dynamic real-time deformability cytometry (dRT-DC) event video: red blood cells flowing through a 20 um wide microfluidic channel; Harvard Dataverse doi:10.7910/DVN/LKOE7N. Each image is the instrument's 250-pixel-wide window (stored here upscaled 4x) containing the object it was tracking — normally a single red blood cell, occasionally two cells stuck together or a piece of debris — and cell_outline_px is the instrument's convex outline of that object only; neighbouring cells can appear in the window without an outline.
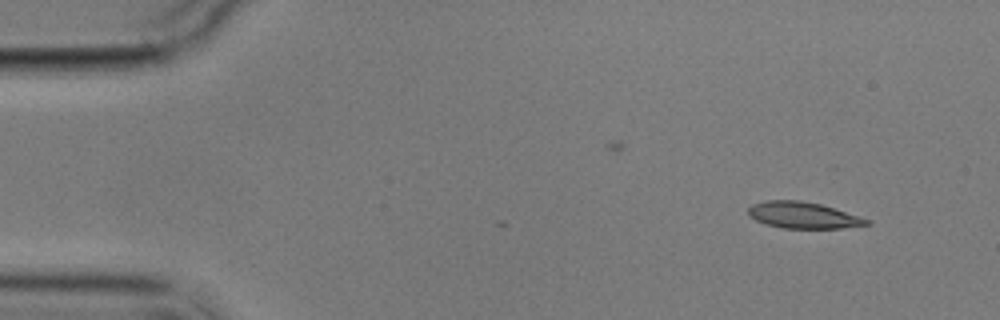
{"species": "common noctule bat (a hibernating species)", "species_latin": "Nyctalus noctula", "temperature_condition": "cold", "stored_images_in_passage": 4, "camera_frame_rate_fps": 3000, "um_per_image_px": 0.085, "animal": {"sex": "male", "body_mass_g": 17.9}, "frame": {"image": 1, "passage_image": 1, "time_ms": 0.0, "image_size_px": [1000, 320], "cell_outline_px": [[872, 224], [840, 228], [780, 228], [764, 224], [748, 216], [748, 208], [752, 204], [764, 200], [800, 200], [820, 204], [860, 216], [872, 220]], "centroid_in_image_um": [68.25, 18.29], "position_along_channel_um": 16.8, "area_um2": 18.38}}
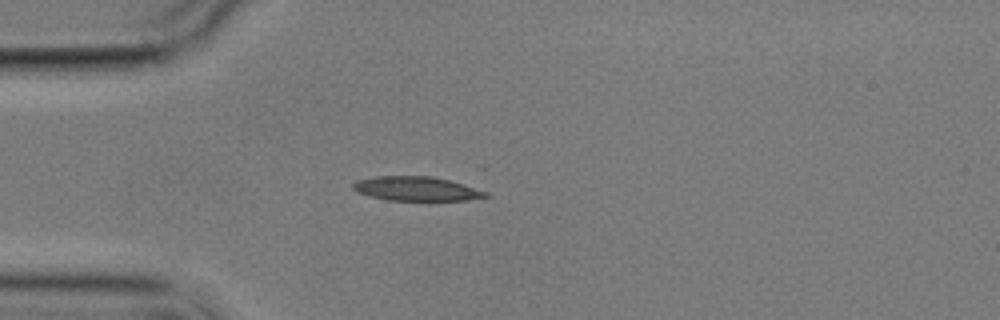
{"frame": {"image": 2, "passage_image": 4, "time_ms": 3.333, "image_size_px": [1000, 320], "cell_outline_px": [[492, 196], [468, 200], [388, 200], [368, 196], [356, 192], [352, 188], [352, 184], [356, 180], [376, 176], [432, 176], [448, 180], [488, 192]], "centroid_in_image_um": [35.36, 16.04], "position_along_channel_um": 49.6, "area_um2": 18.73}}